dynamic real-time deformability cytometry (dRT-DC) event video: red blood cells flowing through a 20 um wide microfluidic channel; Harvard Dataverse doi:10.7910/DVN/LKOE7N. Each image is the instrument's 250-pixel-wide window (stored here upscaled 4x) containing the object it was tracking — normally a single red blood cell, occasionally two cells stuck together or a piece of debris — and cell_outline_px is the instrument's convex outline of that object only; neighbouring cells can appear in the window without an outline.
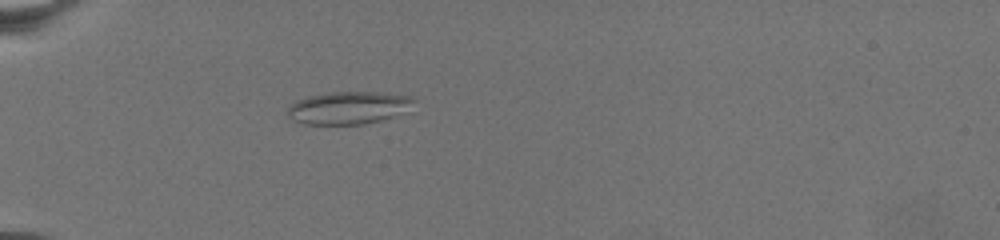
{"species": "common noctule bat (a hibernating species)", "species_latin": "Nyctalus noctula", "temperature_condition": "warm", "stored_images_in_passage": 36, "camera_frame_rate_fps": 3000, "um_per_image_px": 0.085, "animal": {"sex": "female", "body_mass_g": 19.5, "forearm_length_mm": 54.1}, "frame": {"image": 1, "passage_image": 1, "time_ms": 0.0, "image_size_px": [1000, 240], "cell_outline_px": [[416, 100], [392, 116], [380, 120], [364, 124], [304, 124], [292, 120], [288, 116], [288, 108], [296, 100], [308, 96], [328, 92], [380, 92], [412, 96]], "centroid_in_image_um": [29.53, 9.15], "position_along_channel_um": 55.5, "area_um2": 23.58}}
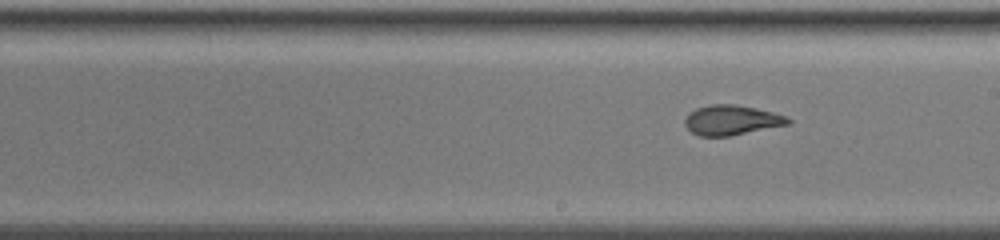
{"frame": {"image": 2, "passage_image": 21, "time_ms": 6.667, "image_size_px": [1000, 240], "cell_outline_px": [[792, 124], [732, 136], [700, 136], [692, 132], [684, 124], [684, 120], [688, 112], [696, 108], [712, 104], [736, 104], [756, 108], [788, 116], [792, 120]], "centroid_in_image_um": [62.22, 10.21], "position_along_channel_um": 226.8, "area_um2": 18.32}}
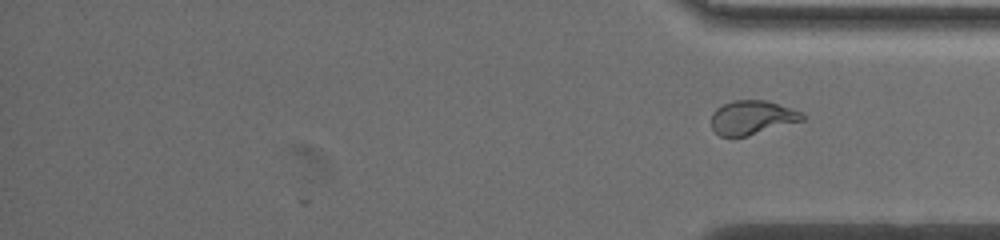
{"frame": {"image": 3, "passage_image": 36, "time_ms": 11.667, "image_size_px": [1000, 240], "cell_outline_px": [[804, 120], [748, 136], [732, 140], [720, 136], [712, 128], [712, 112], [716, 108], [732, 100], [768, 100], [800, 112], [804, 116]], "centroid_in_image_um": [63.87, 10.02], "position_along_channel_um": 371.3, "area_um2": 18.32}}